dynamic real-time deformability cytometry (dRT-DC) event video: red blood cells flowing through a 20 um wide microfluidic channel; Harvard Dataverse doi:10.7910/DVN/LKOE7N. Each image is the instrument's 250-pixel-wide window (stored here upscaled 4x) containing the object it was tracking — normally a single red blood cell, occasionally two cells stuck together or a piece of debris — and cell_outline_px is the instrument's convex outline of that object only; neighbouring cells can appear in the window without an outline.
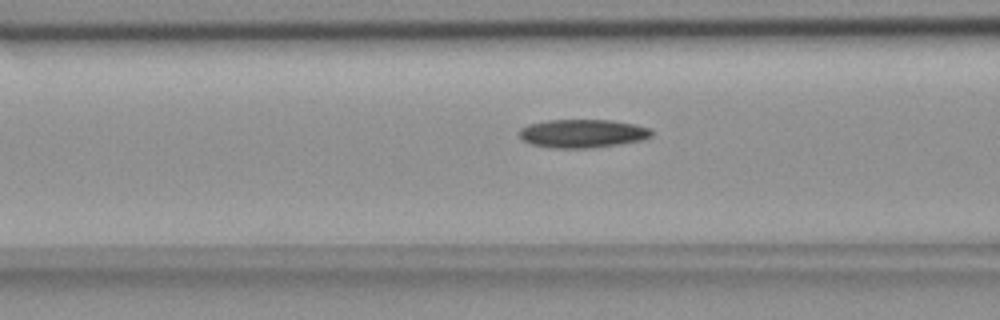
{"species": "common noctule bat (a hibernating species)", "species_latin": "Nyctalus noctula", "temperature_condition": "room temperature", "stored_images_in_passage": 46, "camera_frame_rate_fps": 3000, "um_per_image_px": 0.085, "animal": {"sex": "female", "body_mass_g": 18.4}, "frame": {"image": 1, "passage_image": 12, "time_ms": 3.667, "image_size_px": [1000, 320], "cell_outline_px": [[652, 136], [644, 140], [620, 144], [592, 148], [552, 148], [532, 144], [524, 140], [516, 132], [520, 128], [528, 124], [548, 120], [612, 120], [632, 124], [648, 128], [652, 132]], "centroid_in_image_um": [49.49, 11.35], "position_along_channel_um": 117.1, "area_um2": 21.96}}
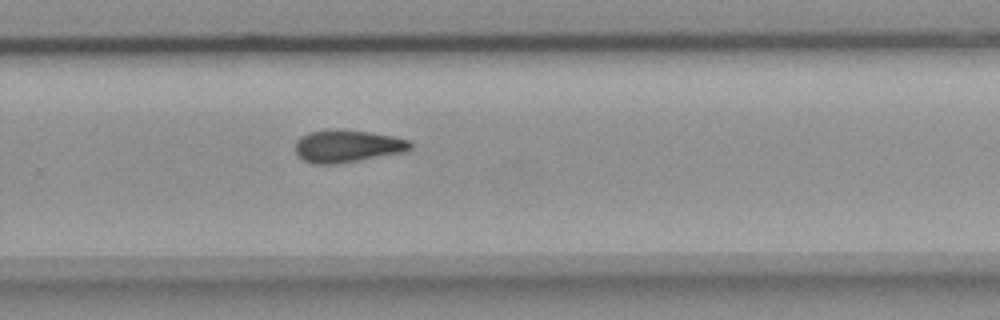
{"frame": {"image": 2, "passage_image": 27, "time_ms": 8.667, "image_size_px": [1000, 320], "cell_outline_px": [[412, 148], [404, 152], [360, 160], [336, 164], [312, 164], [304, 160], [296, 152], [296, 140], [300, 136], [308, 132], [336, 128], [368, 132], [392, 136], [408, 140], [412, 144]], "centroid_in_image_um": [29.5, 12.41], "position_along_channel_um": 300.3, "area_um2": 21.79}}
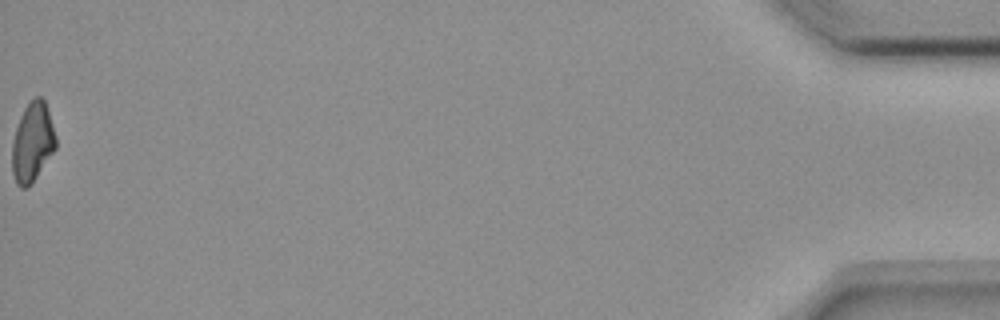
{"frame": {"image": 3, "passage_image": 46, "time_ms": 15.0, "image_size_px": [1000, 320], "cell_outline_px": [[56, 148], [36, 176], [24, 188], [20, 188], [16, 184], [12, 172], [12, 140], [20, 116], [24, 108], [36, 96], [40, 96], [44, 100], [56, 136]], "centroid_in_image_um": [2.74, 12.08], "position_along_channel_um": 432.5, "area_um2": 19.83}}